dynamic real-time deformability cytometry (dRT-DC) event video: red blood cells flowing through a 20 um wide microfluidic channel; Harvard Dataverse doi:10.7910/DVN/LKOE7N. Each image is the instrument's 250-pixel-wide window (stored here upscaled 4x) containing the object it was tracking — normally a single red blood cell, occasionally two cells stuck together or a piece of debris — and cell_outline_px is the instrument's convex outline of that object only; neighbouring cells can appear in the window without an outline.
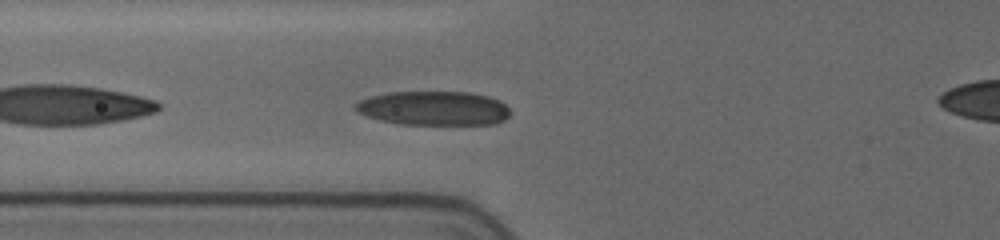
{"species": "human", "species_latin": "Homo sapiens", "temperature_condition": "cold", "stored_images_in_passage": 37, "camera_frame_rate_fps": 3000, "um_per_image_px": 0.085, "donor": {"sex": "female"}, "frame": {"image": 1, "passage_image": 3, "time_ms": 0.667, "image_size_px": [1000, 240], "cell_outline_px": [[512, 112], [504, 120], [496, 124], [400, 124], [380, 120], [356, 112], [352, 108], [360, 100], [372, 96], [388, 92], [472, 92], [488, 96], [500, 100]], "centroid_in_image_um": [36.88, 9.2], "position_along_channel_um": 88.9, "area_um2": 30.92}}
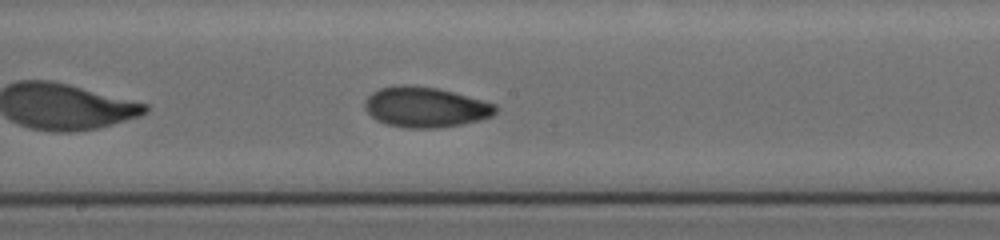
{"frame": {"image": 2, "passage_image": 13, "time_ms": 4.0, "image_size_px": [1000, 240], "cell_outline_px": [[500, 108], [492, 116], [480, 120], [460, 124], [436, 128], [408, 128], [388, 124], [376, 120], [364, 108], [364, 100], [372, 92], [380, 88], [400, 84], [408, 84], [436, 88], [452, 92], [496, 104]], "centroid_in_image_um": [36.15, 9.1], "position_along_channel_um": 212.1, "area_um2": 30.69}}
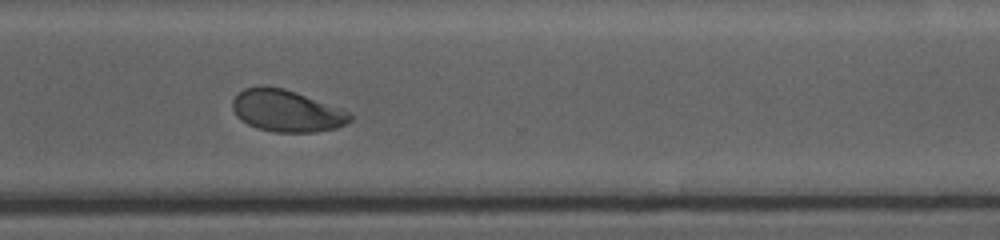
{"frame": {"image": 3, "passage_image": 24, "time_ms": 7.667, "image_size_px": [1000, 240], "cell_outline_px": [[352, 120], [336, 128], [316, 132], [276, 132], [256, 128], [248, 124], [236, 116], [232, 108], [232, 100], [244, 88], [260, 84], [264, 84], [284, 88], [296, 92], [352, 112]], "centroid_in_image_um": [24.35, 9.4], "position_along_channel_um": 346.2, "area_um2": 28.96}, "authors_computed_cell_mechanics": {"area_um2": 29.478, "velocity_mm_per_s": 3.6727, "shape_relaxation_time_tau1_ms": 4.4304, "shape_relaxation_time_tau2_ms": 1.4477, "deformation_change_tau1": 0.1598, "deformation_change_tau2": 0.0534}}